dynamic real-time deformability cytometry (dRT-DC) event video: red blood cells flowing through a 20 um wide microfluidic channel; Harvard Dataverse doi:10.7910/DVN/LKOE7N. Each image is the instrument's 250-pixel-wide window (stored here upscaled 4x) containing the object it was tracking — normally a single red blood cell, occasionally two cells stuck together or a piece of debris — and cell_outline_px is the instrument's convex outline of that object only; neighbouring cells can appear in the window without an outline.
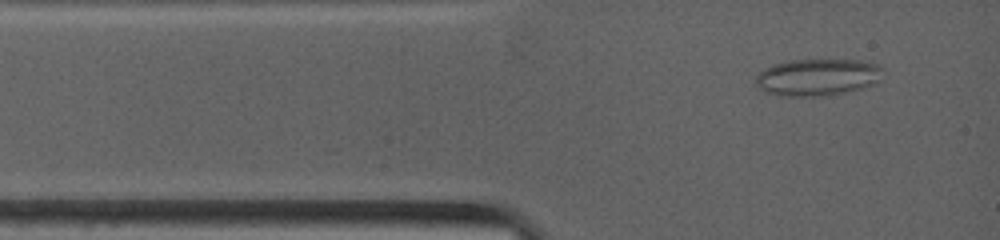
{"species": "common noctule bat (a hibernating species)", "species_latin": "Nyctalus noctula", "temperature_condition": "warm", "stored_images_in_passage": 34, "segment_of_instrument_passage": [1, 2], "camera_frame_rate_fps": 4500, "um_per_image_px": 0.085, "animal": {"sex": "female", "body_mass_g": 19.0, "forearm_length_mm": 53.3}, "frame": {"image": 1, "passage_image": 2, "time_ms": 0.444, "image_size_px": [1000, 240], "cell_outline_px": [[880, 68], [876, 80], [872, 84], [860, 88], [844, 92], [824, 96], [776, 96], [764, 92], [756, 84], [756, 76], [764, 68], [772, 64], [788, 60], [868, 60], [876, 64]], "centroid_in_image_um": [69.39, 6.56], "position_along_channel_um": 15.6, "area_um2": 27.17}}
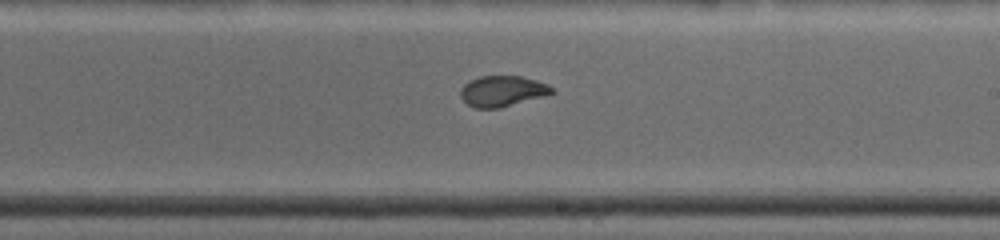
{"frame": {"image": 2, "passage_image": 17, "time_ms": 6.889, "image_size_px": [1000, 240], "cell_outline_px": [[556, 92], [544, 96], [500, 108], [476, 108], [468, 104], [460, 96], [460, 88], [468, 80], [480, 76], [520, 76], [536, 80], [548, 84]], "centroid_in_image_um": [42.69, 7.74], "position_along_channel_um": 246.3, "area_um2": 16.42}}
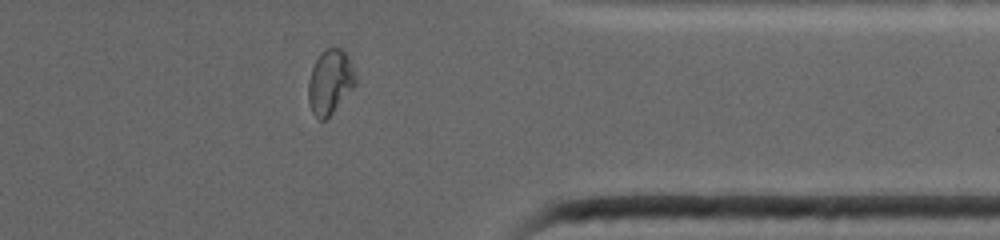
{"frame": {"image": 3, "passage_image": 30, "time_ms": 10.667, "image_size_px": [1000, 240], "cell_outline_px": [[356, 84], [328, 120], [320, 120], [312, 112], [308, 100], [308, 80], [312, 68], [320, 52], [324, 48], [340, 48], [348, 56], [356, 72]], "centroid_in_image_um": [28.06, 6.98], "position_along_channel_um": 383.3, "area_um2": 18.03}}